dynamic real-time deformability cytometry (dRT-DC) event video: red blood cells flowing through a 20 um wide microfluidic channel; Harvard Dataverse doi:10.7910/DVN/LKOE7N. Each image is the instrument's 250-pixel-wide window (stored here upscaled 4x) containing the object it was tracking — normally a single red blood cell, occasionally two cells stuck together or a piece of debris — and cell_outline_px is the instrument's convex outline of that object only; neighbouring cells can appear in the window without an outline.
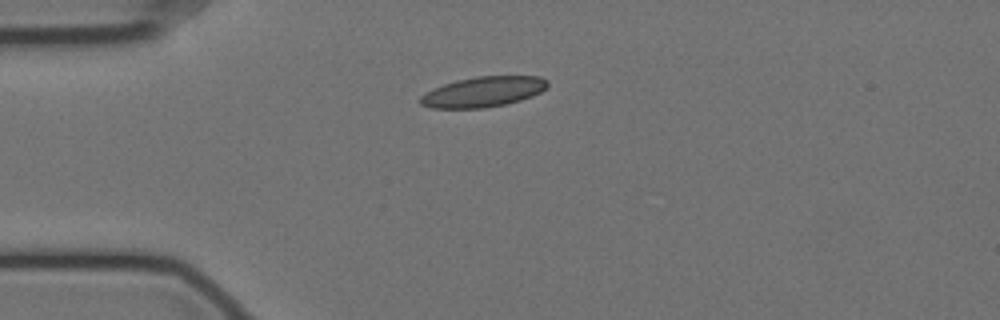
{"species": "Egyptian fruit bat (a non-hibernating species)", "species_latin": "Rousettus aegyptiacus", "temperature_condition": "cold", "stored_images_in_passage": 44, "camera_frame_rate_fps": 3000, "um_per_image_px": 0.085, "animal": {"sex": "female"}, "frame": {"image": 1, "passage_image": 1, "time_ms": 0.0, "image_size_px": [1000, 320], "cell_outline_px": [[548, 88], [532, 96], [520, 100], [504, 104], [484, 108], [432, 108], [420, 104], [420, 96], [444, 84], [456, 80], [476, 76], [540, 76], [548, 80]], "centroid_in_image_um": [41.11, 7.8], "position_along_channel_um": 43.9, "area_um2": 22.37}}
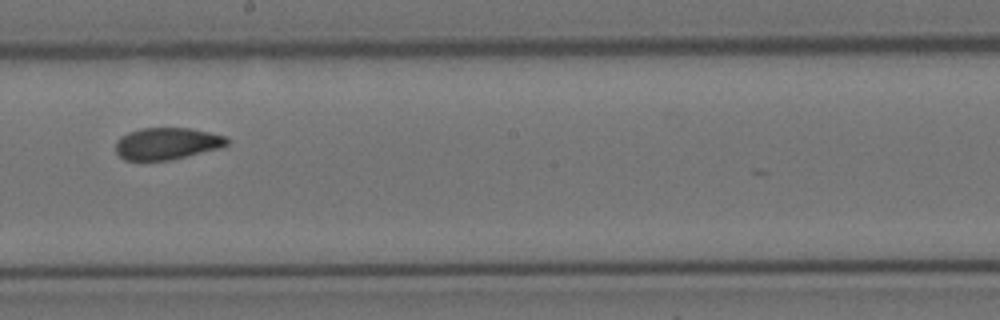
{"frame": {"image": 2, "passage_image": 19, "time_ms": 6.0, "image_size_px": [1000, 320], "cell_outline_px": [[228, 144], [224, 148], [168, 160], [124, 160], [116, 152], [116, 140], [120, 136], [128, 132], [144, 128], [192, 128], [224, 136], [228, 140]], "centroid_in_image_um": [14.2, 12.2], "position_along_channel_um": 234.0, "area_um2": 20.75}}
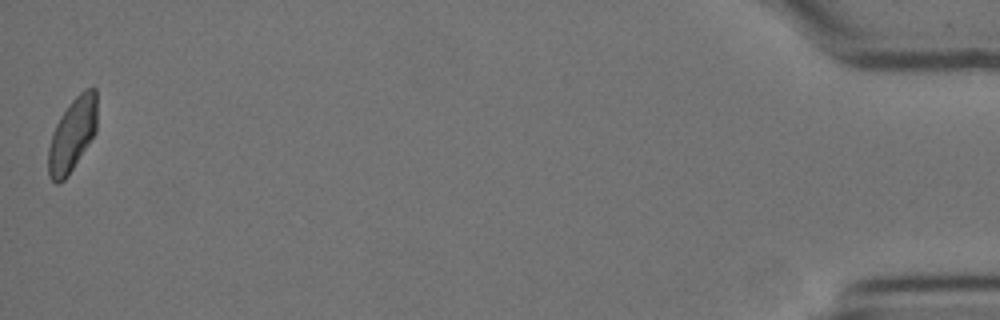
{"frame": {"image": 3, "passage_image": 44, "time_ms": 14.333, "image_size_px": [1000, 320], "cell_outline_px": [[96, 132], [68, 176], [60, 184], [56, 184], [48, 176], [48, 148], [52, 132], [60, 116], [68, 104], [84, 88], [96, 88]], "centroid_in_image_um": [6.13, 11.46], "position_along_channel_um": 429.1, "area_um2": 20.98}, "authors_computed_cell_mechanics": {"area_um2": 21.1837, "velocity_mm_per_s": 3.4878, "shape_relaxation_time_tau1_ms": 10.4605, "shape_relaxation_time_tau2_ms": 1.9608, "deformation_change_tau1": 0.1892, "deformation_change_tau2": 0.0654}}